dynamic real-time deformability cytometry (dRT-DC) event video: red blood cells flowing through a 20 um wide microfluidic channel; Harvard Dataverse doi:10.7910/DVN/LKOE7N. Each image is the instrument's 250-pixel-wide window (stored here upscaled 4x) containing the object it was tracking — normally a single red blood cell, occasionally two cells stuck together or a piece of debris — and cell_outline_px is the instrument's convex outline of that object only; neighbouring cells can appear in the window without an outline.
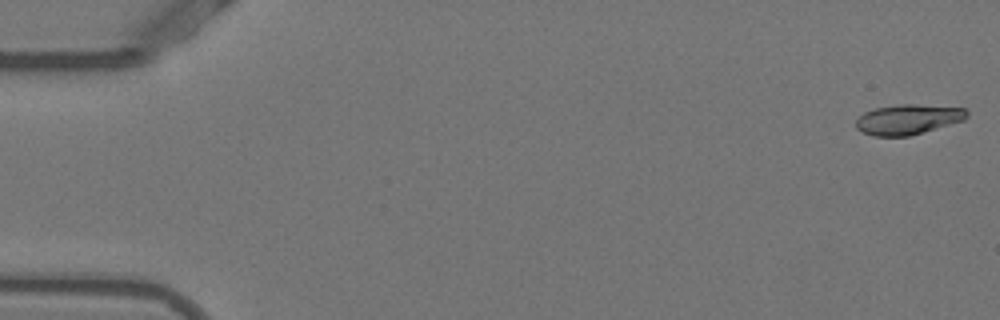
{"species": "Egyptian fruit bat (a non-hibernating species)", "species_latin": "Rousettus aegyptiacus", "temperature_condition": "warm", "stored_images_in_passage": 53, "camera_frame_rate_fps": 3000, "um_per_image_px": 0.085, "animal": {"sex": "female"}, "frame": {"image": 1, "passage_image": 1, "time_ms": 0.0, "image_size_px": [1000, 320], "cell_outline_px": [[968, 116], [964, 120], [908, 136], [876, 136], [864, 132], [856, 128], [856, 120], [864, 112], [876, 108], [900, 104], [916, 104], [968, 108]], "centroid_in_image_um": [77.21, 10.13], "position_along_channel_um": 7.8, "area_um2": 19.31}}
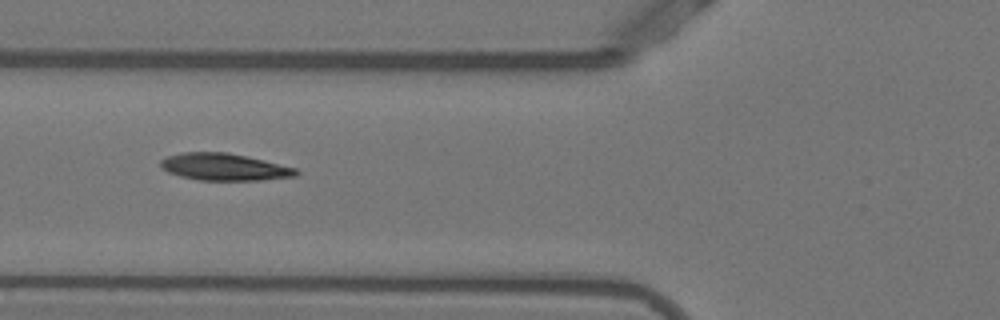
{"frame": {"image": 2, "passage_image": 20, "time_ms": 6.333, "image_size_px": [1000, 320], "cell_outline_px": [[300, 172], [296, 176], [260, 180], [200, 180], [180, 176], [168, 172], [160, 168], [160, 160], [168, 156], [184, 152], [228, 152], [264, 160], [296, 168]], "centroid_in_image_um": [19.05, 14.19], "position_along_channel_um": 106.7, "area_um2": 21.33}}
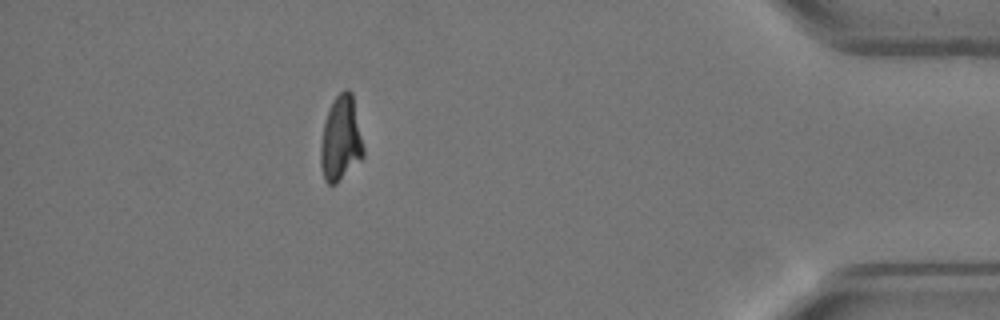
{"frame": {"image": 3, "passage_image": 47, "time_ms": 15.333, "image_size_px": [1000, 320], "cell_outline_px": [[364, 156], [336, 184], [328, 184], [324, 180], [320, 164], [320, 144], [324, 124], [332, 100], [344, 88], [348, 88], [352, 92], [364, 148]], "centroid_in_image_um": [28.96, 11.79], "position_along_channel_um": 406.2, "area_um2": 21.21}, "authors_computed_cell_mechanics": {"area_um2": 21.0392, "velocity_mm_per_s": 3.8593, "shape_relaxation_time_tau1_ms": 4.1382, "shape_relaxation_time_tau2_ms": 1.6624, "deformation_change_tau1": 0.1958, "deformation_change_tau2": 0.0883}}